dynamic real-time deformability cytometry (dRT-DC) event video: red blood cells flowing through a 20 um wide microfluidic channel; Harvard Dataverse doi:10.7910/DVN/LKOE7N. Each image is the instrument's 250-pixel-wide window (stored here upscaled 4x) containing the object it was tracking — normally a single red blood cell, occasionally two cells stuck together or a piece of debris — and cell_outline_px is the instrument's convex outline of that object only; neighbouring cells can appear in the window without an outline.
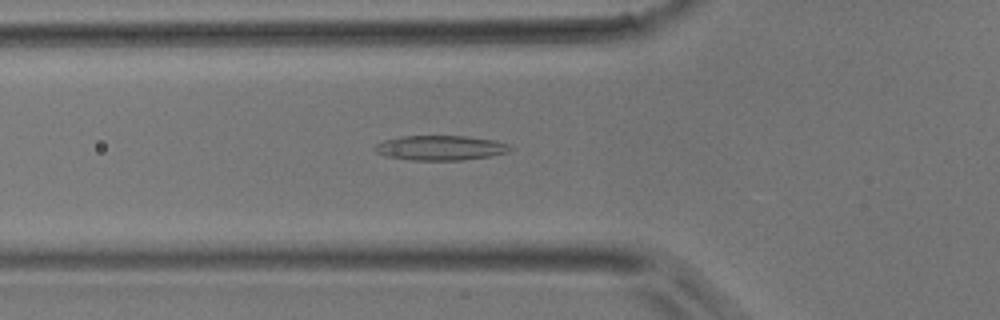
{"species": "common noctule bat (a hibernating species)", "species_latin": "Nyctalus noctula", "temperature_condition": "room temperature", "stored_images_in_passage": 37, "camera_frame_rate_fps": 3000, "um_per_image_px": 0.085, "animal": {"sex": "male", "body_mass_g": 17.9}, "frame": {"image": 1, "passage_image": 10, "time_ms": 3.0, "image_size_px": [1000, 320], "cell_outline_px": [[516, 148], [508, 152], [492, 156], [464, 160], [408, 160], [388, 156], [376, 152], [372, 148], [376, 144], [384, 140], [400, 136], [464, 136], [496, 140], [508, 144]], "centroid_in_image_um": [37.48, 12.57], "position_along_channel_um": 88.3, "area_um2": 19.77}}
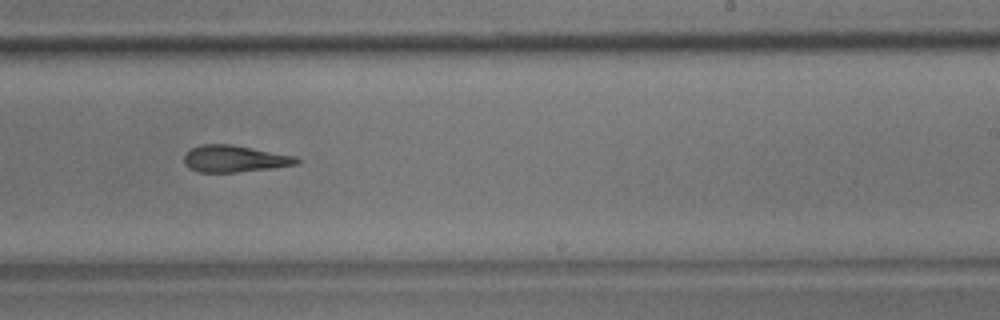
{"frame": {"image": 2, "passage_image": 23, "time_ms": 7.333, "image_size_px": [1000, 320], "cell_outline_px": [[300, 164], [272, 168], [236, 172], [196, 172], [188, 168], [184, 164], [184, 156], [192, 148], [200, 144], [232, 144], [296, 156], [300, 160]], "centroid_in_image_um": [19.94, 13.49], "position_along_channel_um": 269.1, "area_um2": 17.69}}
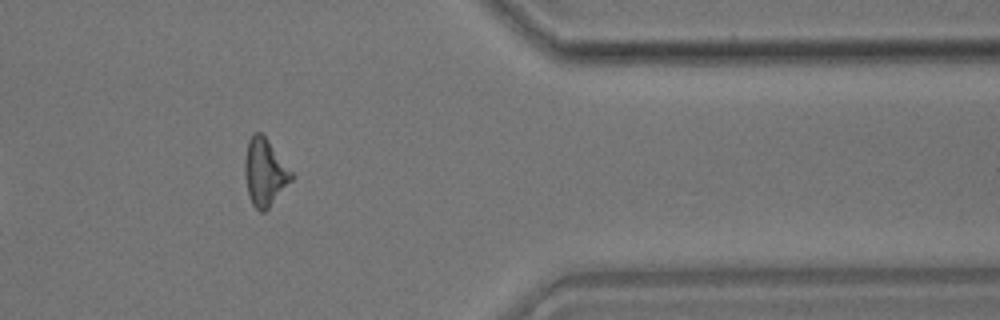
{"frame": {"image": 3, "passage_image": 33, "time_ms": 10.667, "image_size_px": [1000, 320], "cell_outline_px": [[296, 176], [268, 208], [264, 212], [260, 212], [252, 204], [248, 196], [244, 172], [244, 160], [248, 140], [252, 132], [260, 132], [268, 140]], "centroid_in_image_um": [22.5, 14.64], "position_along_channel_um": 388.9, "area_um2": 18.44}}